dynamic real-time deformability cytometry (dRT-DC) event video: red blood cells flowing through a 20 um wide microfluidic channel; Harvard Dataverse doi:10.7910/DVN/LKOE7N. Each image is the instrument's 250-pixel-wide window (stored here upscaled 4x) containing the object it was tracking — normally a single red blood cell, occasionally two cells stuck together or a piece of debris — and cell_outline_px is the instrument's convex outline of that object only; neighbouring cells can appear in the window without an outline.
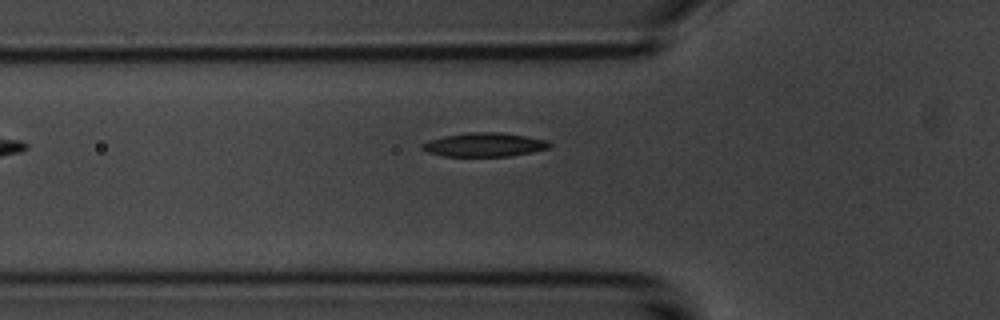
{"species": "common noctule bat (a hibernating species)", "species_latin": "Nyctalus noctula", "temperature_condition": "room temperature", "stored_images_in_passage": 6, "camera_frame_rate_fps": 3000, "um_per_image_px": 0.085, "animal": {"sex": "male", "body_mass_g": 20.1, "forearm_length_mm": 53.5}, "frame": {"image": 1, "passage_image": 6, "time_ms": 5.333, "image_size_px": [1000, 320], "cell_outline_px": [[552, 144], [548, 148], [532, 152], [512, 156], [444, 156], [428, 152], [420, 148], [420, 144], [428, 140], [444, 136], [468, 132], [500, 132], [528, 136], [548, 140]], "centroid_in_image_um": [41.17, 12.29], "position_along_channel_um": 84.6, "area_um2": 17.86}}